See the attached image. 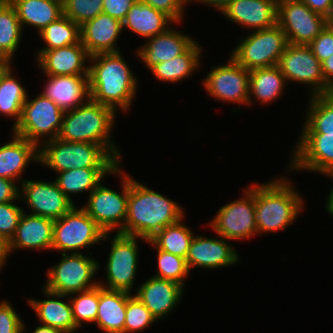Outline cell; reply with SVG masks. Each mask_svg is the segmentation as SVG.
<instances>
[{"label": "cell", "instance_id": "cell-1", "mask_svg": "<svg viewBox=\"0 0 333 333\" xmlns=\"http://www.w3.org/2000/svg\"><path fill=\"white\" fill-rule=\"evenodd\" d=\"M123 54L119 51L92 55L88 68L90 98L117 114L118 110L131 109L140 86Z\"/></svg>", "mask_w": 333, "mask_h": 333}, {"label": "cell", "instance_id": "cell-2", "mask_svg": "<svg viewBox=\"0 0 333 333\" xmlns=\"http://www.w3.org/2000/svg\"><path fill=\"white\" fill-rule=\"evenodd\" d=\"M182 205L129 175V195L123 235L150 240L168 225L186 219Z\"/></svg>", "mask_w": 333, "mask_h": 333}, {"label": "cell", "instance_id": "cell-3", "mask_svg": "<svg viewBox=\"0 0 333 333\" xmlns=\"http://www.w3.org/2000/svg\"><path fill=\"white\" fill-rule=\"evenodd\" d=\"M291 178L279 176L255 183V218L259 234L286 230L304 209V199ZM295 220V221H294Z\"/></svg>", "mask_w": 333, "mask_h": 333}, {"label": "cell", "instance_id": "cell-4", "mask_svg": "<svg viewBox=\"0 0 333 333\" xmlns=\"http://www.w3.org/2000/svg\"><path fill=\"white\" fill-rule=\"evenodd\" d=\"M117 113L89 98L84 104L65 111L58 138L63 141L101 145L119 164L122 153L112 135Z\"/></svg>", "mask_w": 333, "mask_h": 333}, {"label": "cell", "instance_id": "cell-5", "mask_svg": "<svg viewBox=\"0 0 333 333\" xmlns=\"http://www.w3.org/2000/svg\"><path fill=\"white\" fill-rule=\"evenodd\" d=\"M39 164L55 174L80 168H116L119 163L99 144L55 138L39 147Z\"/></svg>", "mask_w": 333, "mask_h": 333}, {"label": "cell", "instance_id": "cell-6", "mask_svg": "<svg viewBox=\"0 0 333 333\" xmlns=\"http://www.w3.org/2000/svg\"><path fill=\"white\" fill-rule=\"evenodd\" d=\"M120 166L123 165L119 164L110 175L119 176L122 192L115 191L101 182L88 194L87 204L81 207L105 233H119L126 220L129 175Z\"/></svg>", "mask_w": 333, "mask_h": 333}, {"label": "cell", "instance_id": "cell-7", "mask_svg": "<svg viewBox=\"0 0 333 333\" xmlns=\"http://www.w3.org/2000/svg\"><path fill=\"white\" fill-rule=\"evenodd\" d=\"M105 233L102 241L111 240V247L105 264L106 282L99 281V285L108 290L134 293V284H137L136 275L139 263L138 239L147 244L148 240L136 236L120 233ZM112 237V238H111Z\"/></svg>", "mask_w": 333, "mask_h": 333}, {"label": "cell", "instance_id": "cell-8", "mask_svg": "<svg viewBox=\"0 0 333 333\" xmlns=\"http://www.w3.org/2000/svg\"><path fill=\"white\" fill-rule=\"evenodd\" d=\"M82 253H64L61 260L47 269V279L43 288L54 293L71 295L95 288L99 280L94 276L100 271V263ZM93 279V280H92Z\"/></svg>", "mask_w": 333, "mask_h": 333}, {"label": "cell", "instance_id": "cell-9", "mask_svg": "<svg viewBox=\"0 0 333 333\" xmlns=\"http://www.w3.org/2000/svg\"><path fill=\"white\" fill-rule=\"evenodd\" d=\"M63 115L64 111L43 94L39 93L33 99L27 96L20 119L12 128V133L40 147L43 142L58 138Z\"/></svg>", "mask_w": 333, "mask_h": 333}, {"label": "cell", "instance_id": "cell-10", "mask_svg": "<svg viewBox=\"0 0 333 333\" xmlns=\"http://www.w3.org/2000/svg\"><path fill=\"white\" fill-rule=\"evenodd\" d=\"M237 43L229 55L248 71L278 65L288 45L286 35L278 24L251 31Z\"/></svg>", "mask_w": 333, "mask_h": 333}, {"label": "cell", "instance_id": "cell-11", "mask_svg": "<svg viewBox=\"0 0 333 333\" xmlns=\"http://www.w3.org/2000/svg\"><path fill=\"white\" fill-rule=\"evenodd\" d=\"M251 185V186H250ZM242 189L243 196L218 209L207 224L229 241H244L258 236L255 218V183Z\"/></svg>", "mask_w": 333, "mask_h": 333}, {"label": "cell", "instance_id": "cell-12", "mask_svg": "<svg viewBox=\"0 0 333 333\" xmlns=\"http://www.w3.org/2000/svg\"><path fill=\"white\" fill-rule=\"evenodd\" d=\"M105 232L76 205L65 215L54 220L51 252L81 253L102 242Z\"/></svg>", "mask_w": 333, "mask_h": 333}, {"label": "cell", "instance_id": "cell-13", "mask_svg": "<svg viewBox=\"0 0 333 333\" xmlns=\"http://www.w3.org/2000/svg\"><path fill=\"white\" fill-rule=\"evenodd\" d=\"M277 66L286 82L308 86L307 88L310 89L308 96L327 94V82L323 76L322 63L308 45L288 43Z\"/></svg>", "mask_w": 333, "mask_h": 333}, {"label": "cell", "instance_id": "cell-14", "mask_svg": "<svg viewBox=\"0 0 333 333\" xmlns=\"http://www.w3.org/2000/svg\"><path fill=\"white\" fill-rule=\"evenodd\" d=\"M277 24L288 43L309 45L326 27V17L300 0H283L277 3Z\"/></svg>", "mask_w": 333, "mask_h": 333}, {"label": "cell", "instance_id": "cell-15", "mask_svg": "<svg viewBox=\"0 0 333 333\" xmlns=\"http://www.w3.org/2000/svg\"><path fill=\"white\" fill-rule=\"evenodd\" d=\"M201 84L215 100L248 106L249 71L231 56L225 64L212 66Z\"/></svg>", "mask_w": 333, "mask_h": 333}, {"label": "cell", "instance_id": "cell-16", "mask_svg": "<svg viewBox=\"0 0 333 333\" xmlns=\"http://www.w3.org/2000/svg\"><path fill=\"white\" fill-rule=\"evenodd\" d=\"M19 198L29 208L30 214L53 220L59 219L76 205L51 180L25 179L20 184Z\"/></svg>", "mask_w": 333, "mask_h": 333}, {"label": "cell", "instance_id": "cell-17", "mask_svg": "<svg viewBox=\"0 0 333 333\" xmlns=\"http://www.w3.org/2000/svg\"><path fill=\"white\" fill-rule=\"evenodd\" d=\"M295 145L289 172L304 170L321 175L333 169V134H300Z\"/></svg>", "mask_w": 333, "mask_h": 333}, {"label": "cell", "instance_id": "cell-18", "mask_svg": "<svg viewBox=\"0 0 333 333\" xmlns=\"http://www.w3.org/2000/svg\"><path fill=\"white\" fill-rule=\"evenodd\" d=\"M216 235L215 238L204 237L200 234L194 235L186 256L190 272L192 268L220 270V268L231 267L239 262L241 258L230 241Z\"/></svg>", "mask_w": 333, "mask_h": 333}, {"label": "cell", "instance_id": "cell-19", "mask_svg": "<svg viewBox=\"0 0 333 333\" xmlns=\"http://www.w3.org/2000/svg\"><path fill=\"white\" fill-rule=\"evenodd\" d=\"M35 53L36 64L44 75H88L90 55L81 42Z\"/></svg>", "mask_w": 333, "mask_h": 333}, {"label": "cell", "instance_id": "cell-20", "mask_svg": "<svg viewBox=\"0 0 333 333\" xmlns=\"http://www.w3.org/2000/svg\"><path fill=\"white\" fill-rule=\"evenodd\" d=\"M135 290V296L149 309L156 320H162L179 306L184 287L175 281L149 277Z\"/></svg>", "mask_w": 333, "mask_h": 333}, {"label": "cell", "instance_id": "cell-21", "mask_svg": "<svg viewBox=\"0 0 333 333\" xmlns=\"http://www.w3.org/2000/svg\"><path fill=\"white\" fill-rule=\"evenodd\" d=\"M227 20L251 31L277 24V3L273 0H231L221 11Z\"/></svg>", "mask_w": 333, "mask_h": 333}, {"label": "cell", "instance_id": "cell-22", "mask_svg": "<svg viewBox=\"0 0 333 333\" xmlns=\"http://www.w3.org/2000/svg\"><path fill=\"white\" fill-rule=\"evenodd\" d=\"M54 220L23 212L16 232L8 243V253L16 250L50 251L53 242Z\"/></svg>", "mask_w": 333, "mask_h": 333}, {"label": "cell", "instance_id": "cell-23", "mask_svg": "<svg viewBox=\"0 0 333 333\" xmlns=\"http://www.w3.org/2000/svg\"><path fill=\"white\" fill-rule=\"evenodd\" d=\"M122 33V22L102 12L80 26V42L90 56L119 52L117 40Z\"/></svg>", "mask_w": 333, "mask_h": 333}, {"label": "cell", "instance_id": "cell-24", "mask_svg": "<svg viewBox=\"0 0 333 333\" xmlns=\"http://www.w3.org/2000/svg\"><path fill=\"white\" fill-rule=\"evenodd\" d=\"M196 39L171 26L166 32L145 40L136 49V56L150 70L160 62L168 61L184 53Z\"/></svg>", "mask_w": 333, "mask_h": 333}, {"label": "cell", "instance_id": "cell-25", "mask_svg": "<svg viewBox=\"0 0 333 333\" xmlns=\"http://www.w3.org/2000/svg\"><path fill=\"white\" fill-rule=\"evenodd\" d=\"M41 291L46 298L48 297L47 299L27 298L26 300L31 310L35 312L39 323L60 329L64 333L77 332L79 329L76 327L73 318L69 296L51 292L43 287Z\"/></svg>", "mask_w": 333, "mask_h": 333}, {"label": "cell", "instance_id": "cell-26", "mask_svg": "<svg viewBox=\"0 0 333 333\" xmlns=\"http://www.w3.org/2000/svg\"><path fill=\"white\" fill-rule=\"evenodd\" d=\"M44 76L47 81L40 93L64 112L81 106L90 98L88 75Z\"/></svg>", "mask_w": 333, "mask_h": 333}, {"label": "cell", "instance_id": "cell-27", "mask_svg": "<svg viewBox=\"0 0 333 333\" xmlns=\"http://www.w3.org/2000/svg\"><path fill=\"white\" fill-rule=\"evenodd\" d=\"M11 135V140L0 146V177L20 185L28 164L39 163V147L14 133Z\"/></svg>", "mask_w": 333, "mask_h": 333}, {"label": "cell", "instance_id": "cell-28", "mask_svg": "<svg viewBox=\"0 0 333 333\" xmlns=\"http://www.w3.org/2000/svg\"><path fill=\"white\" fill-rule=\"evenodd\" d=\"M171 24L176 23L168 15L139 0L133 4L122 22L123 30L126 28L146 40L166 32Z\"/></svg>", "mask_w": 333, "mask_h": 333}, {"label": "cell", "instance_id": "cell-29", "mask_svg": "<svg viewBox=\"0 0 333 333\" xmlns=\"http://www.w3.org/2000/svg\"><path fill=\"white\" fill-rule=\"evenodd\" d=\"M131 293L108 290L99 285V304L95 323L106 333H124L127 299Z\"/></svg>", "mask_w": 333, "mask_h": 333}, {"label": "cell", "instance_id": "cell-30", "mask_svg": "<svg viewBox=\"0 0 333 333\" xmlns=\"http://www.w3.org/2000/svg\"><path fill=\"white\" fill-rule=\"evenodd\" d=\"M287 82L279 67L257 68L249 71L248 106L255 104H271L281 98Z\"/></svg>", "mask_w": 333, "mask_h": 333}, {"label": "cell", "instance_id": "cell-31", "mask_svg": "<svg viewBox=\"0 0 333 333\" xmlns=\"http://www.w3.org/2000/svg\"><path fill=\"white\" fill-rule=\"evenodd\" d=\"M203 46L195 41L184 53L168 61L160 62L149 71L156 80L178 83L192 76L201 67Z\"/></svg>", "mask_w": 333, "mask_h": 333}, {"label": "cell", "instance_id": "cell-32", "mask_svg": "<svg viewBox=\"0 0 333 333\" xmlns=\"http://www.w3.org/2000/svg\"><path fill=\"white\" fill-rule=\"evenodd\" d=\"M23 27L30 26L39 33L63 15L62 0H9Z\"/></svg>", "mask_w": 333, "mask_h": 333}, {"label": "cell", "instance_id": "cell-33", "mask_svg": "<svg viewBox=\"0 0 333 333\" xmlns=\"http://www.w3.org/2000/svg\"><path fill=\"white\" fill-rule=\"evenodd\" d=\"M115 168H80L59 172L55 182L64 194L73 202L74 196L81 193L89 194L108 176Z\"/></svg>", "mask_w": 333, "mask_h": 333}, {"label": "cell", "instance_id": "cell-34", "mask_svg": "<svg viewBox=\"0 0 333 333\" xmlns=\"http://www.w3.org/2000/svg\"><path fill=\"white\" fill-rule=\"evenodd\" d=\"M301 134H333V92L309 97Z\"/></svg>", "mask_w": 333, "mask_h": 333}, {"label": "cell", "instance_id": "cell-35", "mask_svg": "<svg viewBox=\"0 0 333 333\" xmlns=\"http://www.w3.org/2000/svg\"><path fill=\"white\" fill-rule=\"evenodd\" d=\"M23 27L10 1L0 0V55L14 59L23 37Z\"/></svg>", "mask_w": 333, "mask_h": 333}, {"label": "cell", "instance_id": "cell-36", "mask_svg": "<svg viewBox=\"0 0 333 333\" xmlns=\"http://www.w3.org/2000/svg\"><path fill=\"white\" fill-rule=\"evenodd\" d=\"M171 224L157 232L149 241L156 249L186 258L194 232L183 222Z\"/></svg>", "mask_w": 333, "mask_h": 333}, {"label": "cell", "instance_id": "cell-37", "mask_svg": "<svg viewBox=\"0 0 333 333\" xmlns=\"http://www.w3.org/2000/svg\"><path fill=\"white\" fill-rule=\"evenodd\" d=\"M13 71L12 68L0 83V115L15 120L11 129L19 121L28 96L25 86L16 78Z\"/></svg>", "mask_w": 333, "mask_h": 333}, {"label": "cell", "instance_id": "cell-38", "mask_svg": "<svg viewBox=\"0 0 333 333\" xmlns=\"http://www.w3.org/2000/svg\"><path fill=\"white\" fill-rule=\"evenodd\" d=\"M44 47L36 50H53L80 42V26L62 15L38 33Z\"/></svg>", "mask_w": 333, "mask_h": 333}, {"label": "cell", "instance_id": "cell-39", "mask_svg": "<svg viewBox=\"0 0 333 333\" xmlns=\"http://www.w3.org/2000/svg\"><path fill=\"white\" fill-rule=\"evenodd\" d=\"M69 300L78 329L83 327L84 323L95 324L99 304V285L87 291L71 294Z\"/></svg>", "mask_w": 333, "mask_h": 333}, {"label": "cell", "instance_id": "cell-40", "mask_svg": "<svg viewBox=\"0 0 333 333\" xmlns=\"http://www.w3.org/2000/svg\"><path fill=\"white\" fill-rule=\"evenodd\" d=\"M153 249L157 250V271L153 276L175 281L178 284L186 287V278L190 275L189 268L186 263V258L176 256L169 252H165L160 249H156L155 246L148 240Z\"/></svg>", "mask_w": 333, "mask_h": 333}, {"label": "cell", "instance_id": "cell-41", "mask_svg": "<svg viewBox=\"0 0 333 333\" xmlns=\"http://www.w3.org/2000/svg\"><path fill=\"white\" fill-rule=\"evenodd\" d=\"M156 322L159 321L135 295L132 294L127 299L124 333L142 332Z\"/></svg>", "mask_w": 333, "mask_h": 333}, {"label": "cell", "instance_id": "cell-42", "mask_svg": "<svg viewBox=\"0 0 333 333\" xmlns=\"http://www.w3.org/2000/svg\"><path fill=\"white\" fill-rule=\"evenodd\" d=\"M63 15L81 26L103 12V0H62Z\"/></svg>", "mask_w": 333, "mask_h": 333}, {"label": "cell", "instance_id": "cell-43", "mask_svg": "<svg viewBox=\"0 0 333 333\" xmlns=\"http://www.w3.org/2000/svg\"><path fill=\"white\" fill-rule=\"evenodd\" d=\"M16 201L0 203V237L8 244L13 238L24 209Z\"/></svg>", "mask_w": 333, "mask_h": 333}, {"label": "cell", "instance_id": "cell-44", "mask_svg": "<svg viewBox=\"0 0 333 333\" xmlns=\"http://www.w3.org/2000/svg\"><path fill=\"white\" fill-rule=\"evenodd\" d=\"M7 299L0 301V333H22L23 319Z\"/></svg>", "mask_w": 333, "mask_h": 333}, {"label": "cell", "instance_id": "cell-45", "mask_svg": "<svg viewBox=\"0 0 333 333\" xmlns=\"http://www.w3.org/2000/svg\"><path fill=\"white\" fill-rule=\"evenodd\" d=\"M142 1L154 9L164 12L168 15L176 25H180L179 23L184 20V11L187 7V0H139Z\"/></svg>", "mask_w": 333, "mask_h": 333}, {"label": "cell", "instance_id": "cell-46", "mask_svg": "<svg viewBox=\"0 0 333 333\" xmlns=\"http://www.w3.org/2000/svg\"><path fill=\"white\" fill-rule=\"evenodd\" d=\"M308 46L317 59L323 63L333 54V31L326 25Z\"/></svg>", "mask_w": 333, "mask_h": 333}, {"label": "cell", "instance_id": "cell-47", "mask_svg": "<svg viewBox=\"0 0 333 333\" xmlns=\"http://www.w3.org/2000/svg\"><path fill=\"white\" fill-rule=\"evenodd\" d=\"M137 0H103V13L123 22Z\"/></svg>", "mask_w": 333, "mask_h": 333}, {"label": "cell", "instance_id": "cell-48", "mask_svg": "<svg viewBox=\"0 0 333 333\" xmlns=\"http://www.w3.org/2000/svg\"><path fill=\"white\" fill-rule=\"evenodd\" d=\"M6 178L0 177V203H8L20 200V185Z\"/></svg>", "mask_w": 333, "mask_h": 333}, {"label": "cell", "instance_id": "cell-49", "mask_svg": "<svg viewBox=\"0 0 333 333\" xmlns=\"http://www.w3.org/2000/svg\"><path fill=\"white\" fill-rule=\"evenodd\" d=\"M312 11L327 17L333 9V0H300Z\"/></svg>", "mask_w": 333, "mask_h": 333}, {"label": "cell", "instance_id": "cell-50", "mask_svg": "<svg viewBox=\"0 0 333 333\" xmlns=\"http://www.w3.org/2000/svg\"><path fill=\"white\" fill-rule=\"evenodd\" d=\"M322 72L327 82V94L333 92V54L322 63Z\"/></svg>", "mask_w": 333, "mask_h": 333}, {"label": "cell", "instance_id": "cell-51", "mask_svg": "<svg viewBox=\"0 0 333 333\" xmlns=\"http://www.w3.org/2000/svg\"><path fill=\"white\" fill-rule=\"evenodd\" d=\"M230 1L231 0H187V4H191V2H198L199 4L210 6L212 9L221 13Z\"/></svg>", "mask_w": 333, "mask_h": 333}, {"label": "cell", "instance_id": "cell-52", "mask_svg": "<svg viewBox=\"0 0 333 333\" xmlns=\"http://www.w3.org/2000/svg\"><path fill=\"white\" fill-rule=\"evenodd\" d=\"M321 175H324L325 177L327 176L328 178H330V180L333 181V169L329 170ZM325 210L326 212H328V214L332 217L333 216V185L330 188L328 197H327V201L325 204Z\"/></svg>", "mask_w": 333, "mask_h": 333}, {"label": "cell", "instance_id": "cell-53", "mask_svg": "<svg viewBox=\"0 0 333 333\" xmlns=\"http://www.w3.org/2000/svg\"><path fill=\"white\" fill-rule=\"evenodd\" d=\"M12 61L13 60H11L10 58L0 56V83L2 82L6 74L12 69Z\"/></svg>", "mask_w": 333, "mask_h": 333}, {"label": "cell", "instance_id": "cell-54", "mask_svg": "<svg viewBox=\"0 0 333 333\" xmlns=\"http://www.w3.org/2000/svg\"><path fill=\"white\" fill-rule=\"evenodd\" d=\"M26 323L23 322L22 332L25 333L27 331ZM32 333H64L62 330L57 328H52L50 326L39 325L36 328L34 327V331Z\"/></svg>", "mask_w": 333, "mask_h": 333}, {"label": "cell", "instance_id": "cell-55", "mask_svg": "<svg viewBox=\"0 0 333 333\" xmlns=\"http://www.w3.org/2000/svg\"><path fill=\"white\" fill-rule=\"evenodd\" d=\"M8 259V244L0 237V271L4 269L5 264L7 265Z\"/></svg>", "mask_w": 333, "mask_h": 333}, {"label": "cell", "instance_id": "cell-56", "mask_svg": "<svg viewBox=\"0 0 333 333\" xmlns=\"http://www.w3.org/2000/svg\"><path fill=\"white\" fill-rule=\"evenodd\" d=\"M326 25L333 31V9L326 17Z\"/></svg>", "mask_w": 333, "mask_h": 333}, {"label": "cell", "instance_id": "cell-57", "mask_svg": "<svg viewBox=\"0 0 333 333\" xmlns=\"http://www.w3.org/2000/svg\"><path fill=\"white\" fill-rule=\"evenodd\" d=\"M273 1L276 2V3H279V2H281L283 0H273Z\"/></svg>", "mask_w": 333, "mask_h": 333}]
</instances>
